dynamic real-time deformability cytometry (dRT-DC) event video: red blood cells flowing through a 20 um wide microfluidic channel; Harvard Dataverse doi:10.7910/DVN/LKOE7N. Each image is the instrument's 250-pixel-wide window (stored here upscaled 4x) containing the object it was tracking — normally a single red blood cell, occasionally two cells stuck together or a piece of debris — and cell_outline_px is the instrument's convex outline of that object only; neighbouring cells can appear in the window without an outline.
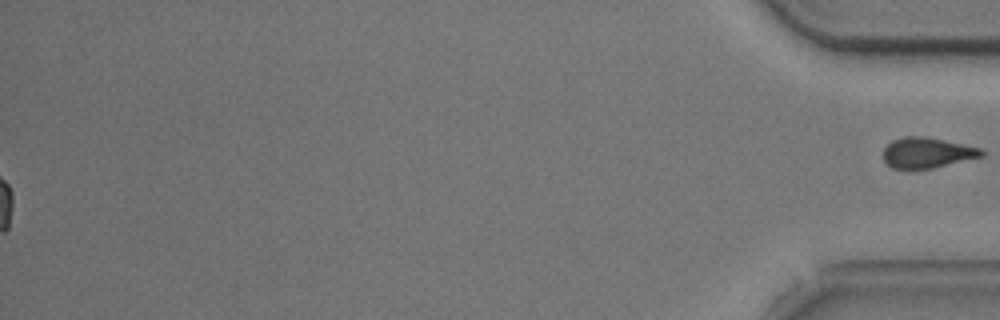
{"species": "common noctule bat (a hibernating species)", "species_latin": "Nyctalus noctula", "temperature_condition": "cold", "stored_images_in_passage": 56, "segment_of_instrument_passage": [2, 2], "camera_frame_rate_fps": 3000, "um_per_image_px": 0.085, "animal": {"sex": "male", "body_mass_g": 20.5, "forearm_length_mm": 52.5}, "frame": {"image": 1, "passage_image": 56, "time_ms": 18.333, "image_size_px": [1000, 320], "cell_outline_px": [[984, 156], [932, 168], [892, 168], [884, 160], [884, 148], [892, 140], [904, 136], [924, 136], [984, 148]], "centroid_in_image_um": [78.84, 12.96], "position_along_channel_um": 356.4, "area_um2": 17.4}}